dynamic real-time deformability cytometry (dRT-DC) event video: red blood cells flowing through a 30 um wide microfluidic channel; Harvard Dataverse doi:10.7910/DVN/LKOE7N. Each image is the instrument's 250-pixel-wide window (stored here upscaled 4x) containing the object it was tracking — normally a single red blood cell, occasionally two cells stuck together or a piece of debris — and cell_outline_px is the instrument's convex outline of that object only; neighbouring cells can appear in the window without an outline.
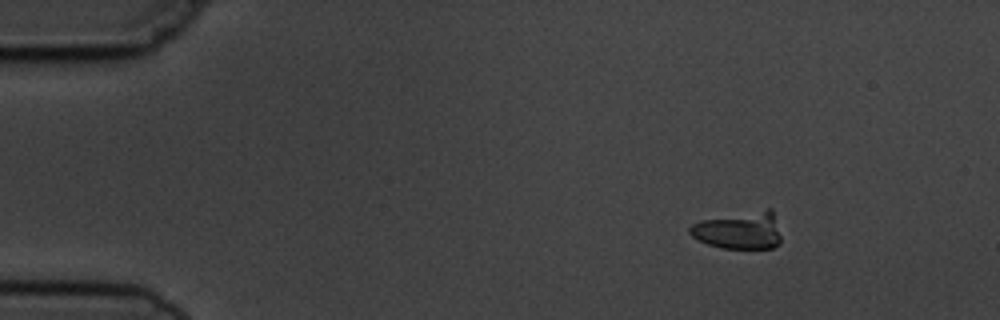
{"species": "common noctule bat (a hibernating species)", "species_latin": "Nyctalus noctula", "temperature_condition": "cold", "stored_images_in_passage": 6, "camera_frame_rate_fps": 3000, "um_per_image_px": 0.085, "animal": {"sex": "male", "body_mass_g": 19.5, "forearm_length_mm": 54.6}, "frame": {"image": 1, "passage_image": 2, "time_ms": 1.333, "image_size_px": [1000, 320], "cell_outline_px": [[780, 244], [772, 248], [720, 248], [708, 244], [692, 236], [688, 232], [688, 228], [692, 224], [700, 220], [768, 208], [772, 208], [780, 236]], "centroid_in_image_um": [62.82, 19.58], "position_along_channel_um": 22.2, "area_um2": 19.88}}
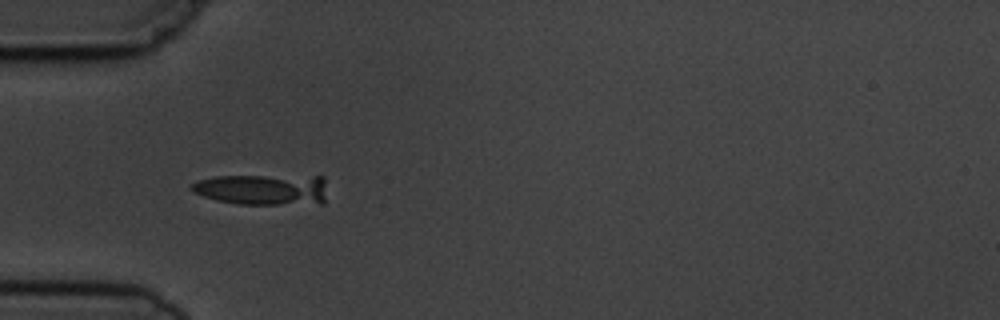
{"frame": {"image": 2, "passage_image": 5, "time_ms": 4.667, "image_size_px": [1000, 320], "cell_outline_px": [[324, 204], [240, 204], [216, 200], [192, 192], [188, 188], [188, 184], [196, 180], [216, 176], [324, 176]], "centroid_in_image_um": [22.28, 16.1], "position_along_channel_um": 62.7, "area_um2": 24.74}}